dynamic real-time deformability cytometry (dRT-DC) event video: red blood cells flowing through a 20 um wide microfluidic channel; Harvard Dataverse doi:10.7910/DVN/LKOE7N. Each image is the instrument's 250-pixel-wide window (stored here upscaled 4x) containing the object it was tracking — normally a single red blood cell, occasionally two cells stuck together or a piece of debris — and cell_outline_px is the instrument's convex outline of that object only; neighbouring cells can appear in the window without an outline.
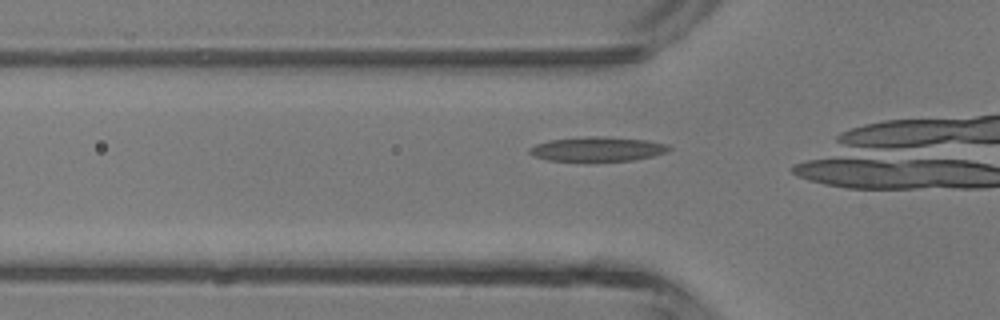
{"species": "common noctule bat (a hibernating species)", "species_latin": "Nyctalus noctula", "temperature_condition": "room temperature", "stored_images_in_passage": 7, "camera_frame_rate_fps": 3000, "um_per_image_px": 0.085, "animal": {"sex": "male", "body_mass_g": 13.3}, "frame": {"image": 1, "passage_image": 2, "time_ms": 0.333, "image_size_px": [1000, 320], "cell_outline_px": [[672, 148], [668, 152], [636, 160], [548, 160], [536, 156], [528, 152], [528, 148], [536, 144], [548, 140], [584, 136], [604, 136], [644, 140], [668, 144]], "centroid_in_image_um": [50.8, 12.65], "position_along_channel_um": 75.0, "area_um2": 19.71}}